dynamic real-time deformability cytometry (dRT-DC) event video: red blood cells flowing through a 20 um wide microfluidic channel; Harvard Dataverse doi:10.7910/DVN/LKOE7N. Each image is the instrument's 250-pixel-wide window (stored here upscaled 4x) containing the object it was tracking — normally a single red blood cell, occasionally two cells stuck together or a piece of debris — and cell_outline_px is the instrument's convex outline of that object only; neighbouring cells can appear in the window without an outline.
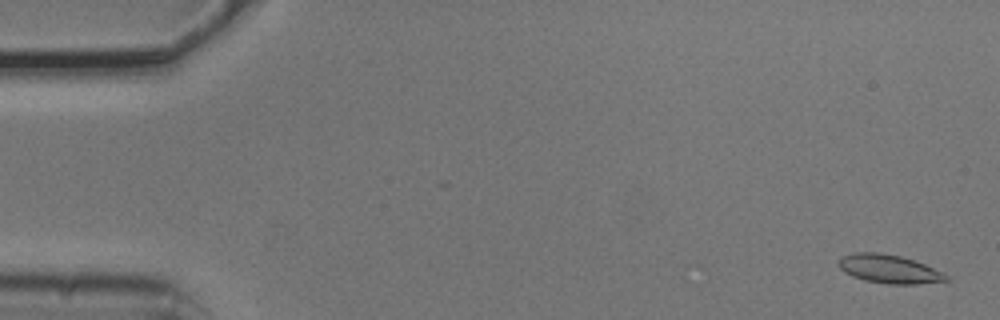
{"species": "common noctule bat (a hibernating species)", "species_latin": "Nyctalus noctula", "temperature_condition": "cold", "stored_images_in_passage": 2, "segment_of_instrument_passage": [2, 2], "camera_frame_rate_fps": 3000, "um_per_image_px": 0.085, "animal": {"sex": "male", "body_mass_g": 20.5, "forearm_length_mm": 52.5}, "frame": {"image": 1, "passage_image": 2, "time_ms": 0.333, "image_size_px": [1000, 320], "cell_outline_px": [[952, 280], [916, 284], [888, 284], [864, 280], [852, 276], [844, 272], [836, 264], [844, 256], [852, 252], [880, 252], [900, 256], [916, 260], [948, 276]], "centroid_in_image_um": [75.55, 22.86], "position_along_channel_um": 9.4, "area_um2": 17.92}}